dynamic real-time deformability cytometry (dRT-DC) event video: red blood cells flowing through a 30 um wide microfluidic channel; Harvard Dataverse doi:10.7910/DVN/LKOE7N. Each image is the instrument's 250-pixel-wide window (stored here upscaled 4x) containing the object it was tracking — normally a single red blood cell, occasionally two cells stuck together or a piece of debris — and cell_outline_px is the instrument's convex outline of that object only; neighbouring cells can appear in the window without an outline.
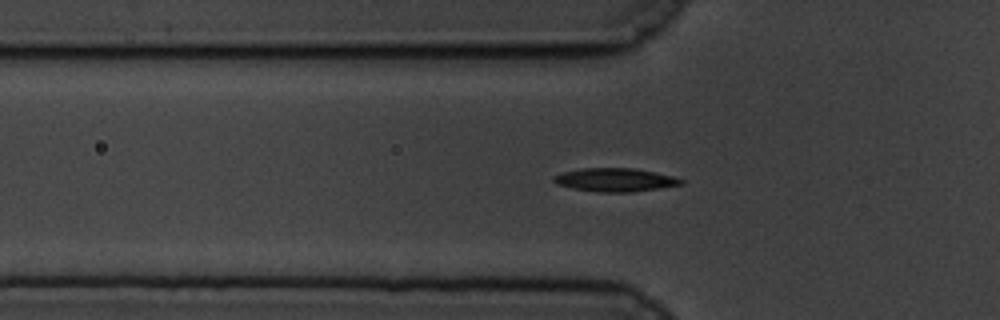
{"species": "common noctule bat (a hibernating species)", "species_latin": "Nyctalus noctula", "temperature_condition": "cold", "stored_images_in_passage": 47, "segment_of_instrument_passage": [1, 2], "camera_frame_rate_fps": 3000, "um_per_image_px": 0.085, "animal": {"sex": "male", "body_mass_g": 19.5, "forearm_length_mm": 54.6}, "frame": {"image": 1, "passage_image": 7, "time_ms": 2.0, "image_size_px": [1000, 320], "cell_outline_px": [[684, 184], [632, 192], [596, 192], [572, 188], [556, 184], [552, 180], [552, 176], [564, 172], [580, 168], [636, 168], [672, 176], [684, 180]], "centroid_in_image_um": [52.25, 15.28], "position_along_channel_um": 73.5, "area_um2": 17.4}}
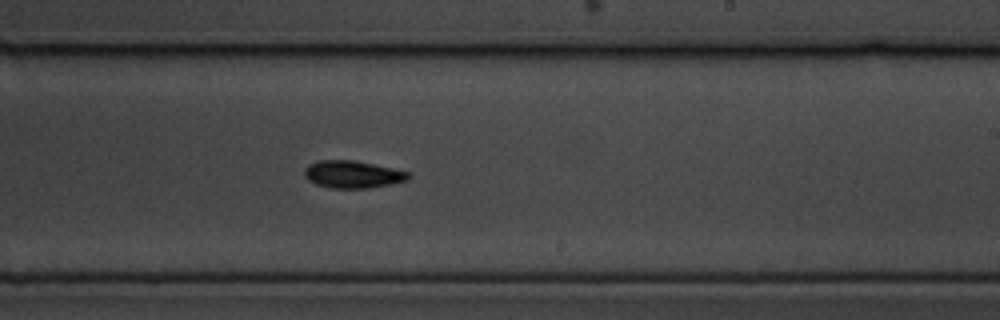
{"frame": {"image": 2, "passage_image": 23, "time_ms": 7.333, "image_size_px": [1000, 320], "cell_outline_px": [[412, 176], [408, 180], [368, 188], [328, 188], [316, 184], [308, 180], [304, 176], [304, 168], [308, 164], [320, 160], [352, 160], [392, 168], [408, 172]], "centroid_in_image_um": [29.93, 14.82], "position_along_channel_um": 259.1, "area_um2": 16.53}}
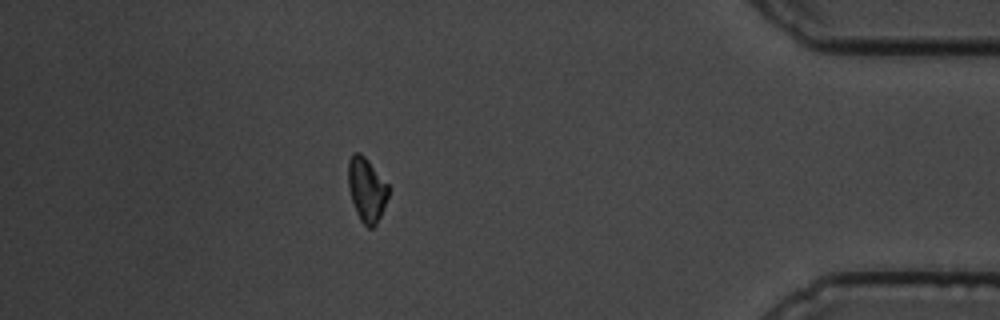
{"frame": {"image": 3, "passage_image": 39, "time_ms": 12.667, "image_size_px": [1000, 320], "cell_outline_px": [[388, 196], [380, 216], [376, 224], [372, 228], [368, 228], [360, 220], [356, 212], [348, 188], [348, 160], [352, 152], [360, 152], [368, 160], [388, 184]], "centroid_in_image_um": [31.14, 16.09], "position_along_channel_um": 404.1, "area_um2": 14.97}}